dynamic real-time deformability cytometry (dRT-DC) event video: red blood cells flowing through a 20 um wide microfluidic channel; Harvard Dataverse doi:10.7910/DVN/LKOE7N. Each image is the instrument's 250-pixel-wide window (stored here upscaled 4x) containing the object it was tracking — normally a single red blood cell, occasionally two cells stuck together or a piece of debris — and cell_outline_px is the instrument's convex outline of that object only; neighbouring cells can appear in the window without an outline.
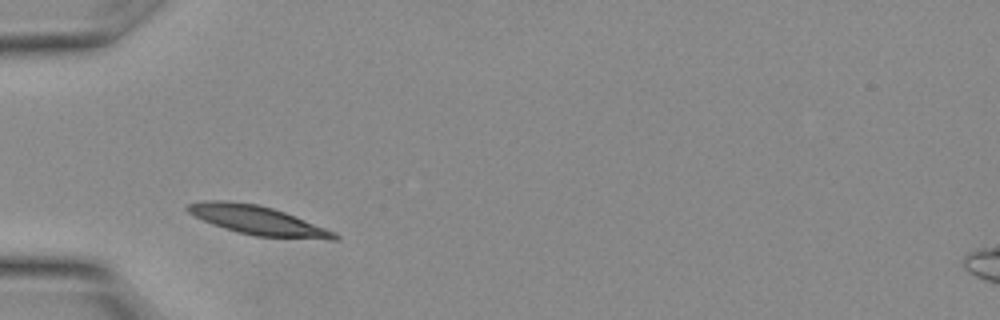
{"species": "Egyptian fruit bat (a non-hibernating species)", "species_latin": "Rousettus aegyptiacus", "temperature_condition": "warm", "stored_images_in_passage": 12, "camera_frame_rate_fps": 3000, "um_per_image_px": 0.085, "animal": {"sex": "female"}, "frame": {"image": 1, "passage_image": 1, "time_ms": 0.0, "image_size_px": [1000, 320], "cell_outline_px": [[340, 240], [328, 240], [256, 236], [224, 228], [212, 224], [188, 212], [184, 208], [188, 204], [204, 200], [220, 200], [260, 204], [284, 212], [336, 232], [340, 236]], "centroid_in_image_um": [21.94, 18.73], "position_along_channel_um": 63.1, "area_um2": 24.68}}
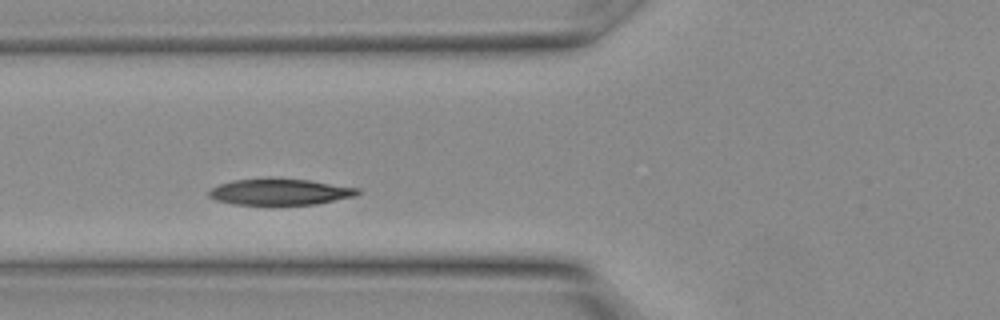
{"frame": {"image": 2, "passage_image": 3, "time_ms": 0.667, "image_size_px": [1000, 320], "cell_outline_px": [[360, 192], [356, 196], [316, 204], [232, 204], [216, 200], [208, 196], [208, 192], [212, 188], [220, 184], [232, 180], [272, 176], [308, 180], [360, 188]], "centroid_in_image_um": [23.78, 16.28], "position_along_channel_um": 102.0, "area_um2": 23.12}}
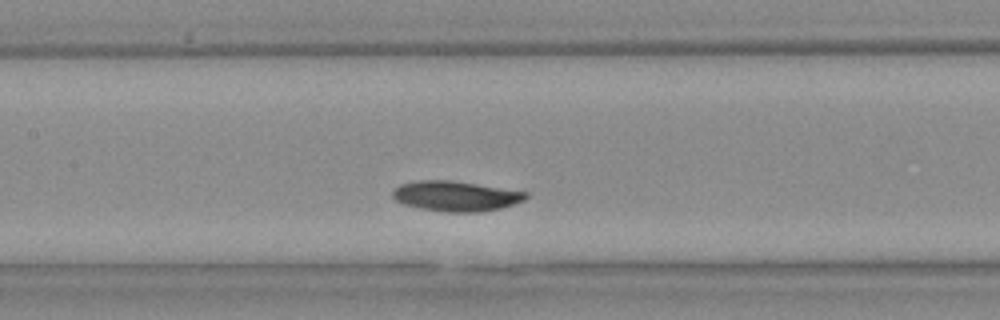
{"frame": {"image": 3, "passage_image": 6, "time_ms": 1.667, "image_size_px": [1000, 320], "cell_outline_px": [[528, 196], [524, 200], [500, 208], [480, 212], [444, 212], [420, 208], [404, 204], [396, 200], [392, 196], [392, 192], [400, 184], [420, 180], [452, 180], [528, 192]], "centroid_in_image_um": [38.74, 16.66], "position_along_channel_um": 168.7, "area_um2": 23.29}}